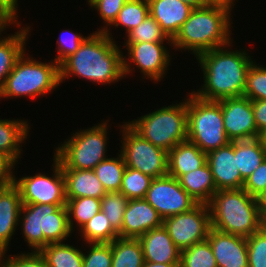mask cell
Returning a JSON list of instances; mask_svg holds the SVG:
<instances>
[{"label":"cell","instance_id":"6da1fadb","mask_svg":"<svg viewBox=\"0 0 266 267\" xmlns=\"http://www.w3.org/2000/svg\"><path fill=\"white\" fill-rule=\"evenodd\" d=\"M108 31L89 35L78 50L60 65V83L71 75L95 83L110 84L124 76L123 53Z\"/></svg>","mask_w":266,"mask_h":267},{"label":"cell","instance_id":"7a4b0ae2","mask_svg":"<svg viewBox=\"0 0 266 267\" xmlns=\"http://www.w3.org/2000/svg\"><path fill=\"white\" fill-rule=\"evenodd\" d=\"M228 46L203 52L196 57L204 78L203 86L192 92L197 97L220 101L243 96L247 73L253 60L245 50L228 51Z\"/></svg>","mask_w":266,"mask_h":267},{"label":"cell","instance_id":"3957f363","mask_svg":"<svg viewBox=\"0 0 266 267\" xmlns=\"http://www.w3.org/2000/svg\"><path fill=\"white\" fill-rule=\"evenodd\" d=\"M230 11L218 6L194 8L172 39L173 48L199 54L231 45Z\"/></svg>","mask_w":266,"mask_h":267},{"label":"cell","instance_id":"277c9868","mask_svg":"<svg viewBox=\"0 0 266 267\" xmlns=\"http://www.w3.org/2000/svg\"><path fill=\"white\" fill-rule=\"evenodd\" d=\"M211 228L248 238L266 223L262 220L257 198L243 188L218 190L208 203Z\"/></svg>","mask_w":266,"mask_h":267},{"label":"cell","instance_id":"5b68a950","mask_svg":"<svg viewBox=\"0 0 266 267\" xmlns=\"http://www.w3.org/2000/svg\"><path fill=\"white\" fill-rule=\"evenodd\" d=\"M19 223L24 239L34 251L49 243H62L73 232L66 204H22Z\"/></svg>","mask_w":266,"mask_h":267},{"label":"cell","instance_id":"8992f818","mask_svg":"<svg viewBox=\"0 0 266 267\" xmlns=\"http://www.w3.org/2000/svg\"><path fill=\"white\" fill-rule=\"evenodd\" d=\"M187 96V140L204 153L228 145L220 101L204 100L193 93ZM189 97V98H188Z\"/></svg>","mask_w":266,"mask_h":267},{"label":"cell","instance_id":"52a82bcc","mask_svg":"<svg viewBox=\"0 0 266 267\" xmlns=\"http://www.w3.org/2000/svg\"><path fill=\"white\" fill-rule=\"evenodd\" d=\"M59 85V65L54 60L51 63H42L25 57L24 52L6 77L0 98L21 96L37 98L51 92Z\"/></svg>","mask_w":266,"mask_h":267},{"label":"cell","instance_id":"ba28073f","mask_svg":"<svg viewBox=\"0 0 266 267\" xmlns=\"http://www.w3.org/2000/svg\"><path fill=\"white\" fill-rule=\"evenodd\" d=\"M134 120L128 123L144 139L169 152L187 140V99Z\"/></svg>","mask_w":266,"mask_h":267},{"label":"cell","instance_id":"9c48e42d","mask_svg":"<svg viewBox=\"0 0 266 267\" xmlns=\"http://www.w3.org/2000/svg\"><path fill=\"white\" fill-rule=\"evenodd\" d=\"M107 123L73 134L70 139L56 148L54 157L62 169L93 170L106 157Z\"/></svg>","mask_w":266,"mask_h":267},{"label":"cell","instance_id":"30bf717a","mask_svg":"<svg viewBox=\"0 0 266 267\" xmlns=\"http://www.w3.org/2000/svg\"><path fill=\"white\" fill-rule=\"evenodd\" d=\"M120 127L123 128L120 154L126 167L152 178L168 175V152L144 139L128 122Z\"/></svg>","mask_w":266,"mask_h":267},{"label":"cell","instance_id":"8fae6325","mask_svg":"<svg viewBox=\"0 0 266 267\" xmlns=\"http://www.w3.org/2000/svg\"><path fill=\"white\" fill-rule=\"evenodd\" d=\"M208 204L198 203L187 212L163 219L174 244L182 251L195 243L207 240L211 229V217Z\"/></svg>","mask_w":266,"mask_h":267},{"label":"cell","instance_id":"7c38bea8","mask_svg":"<svg viewBox=\"0 0 266 267\" xmlns=\"http://www.w3.org/2000/svg\"><path fill=\"white\" fill-rule=\"evenodd\" d=\"M52 178L36 173L24 176L14 183L18 186L22 204H66L65 178L60 162L54 157Z\"/></svg>","mask_w":266,"mask_h":267},{"label":"cell","instance_id":"4fadbf2b","mask_svg":"<svg viewBox=\"0 0 266 267\" xmlns=\"http://www.w3.org/2000/svg\"><path fill=\"white\" fill-rule=\"evenodd\" d=\"M144 199L162 219L187 212L198 204L169 174L154 178Z\"/></svg>","mask_w":266,"mask_h":267},{"label":"cell","instance_id":"5bb4252c","mask_svg":"<svg viewBox=\"0 0 266 267\" xmlns=\"http://www.w3.org/2000/svg\"><path fill=\"white\" fill-rule=\"evenodd\" d=\"M164 42H141V43H125L128 51V58L123 56L124 76L131 73L130 62L132 61L142 72L154 81H160L165 75L167 67L170 63V56ZM128 59V60H127ZM130 61V62H129ZM129 62V63H128Z\"/></svg>","mask_w":266,"mask_h":267},{"label":"cell","instance_id":"9a60e30c","mask_svg":"<svg viewBox=\"0 0 266 267\" xmlns=\"http://www.w3.org/2000/svg\"><path fill=\"white\" fill-rule=\"evenodd\" d=\"M223 125L231 142L259 137L253 114L252 101L245 97H232L220 100Z\"/></svg>","mask_w":266,"mask_h":267},{"label":"cell","instance_id":"2e32d148","mask_svg":"<svg viewBox=\"0 0 266 267\" xmlns=\"http://www.w3.org/2000/svg\"><path fill=\"white\" fill-rule=\"evenodd\" d=\"M214 184L218 190L241 189L244 180L237 168L235 141L207 154Z\"/></svg>","mask_w":266,"mask_h":267},{"label":"cell","instance_id":"e0dca14e","mask_svg":"<svg viewBox=\"0 0 266 267\" xmlns=\"http://www.w3.org/2000/svg\"><path fill=\"white\" fill-rule=\"evenodd\" d=\"M207 240L213 250L217 267H248L245 237L211 228Z\"/></svg>","mask_w":266,"mask_h":267},{"label":"cell","instance_id":"ac0fdd59","mask_svg":"<svg viewBox=\"0 0 266 267\" xmlns=\"http://www.w3.org/2000/svg\"><path fill=\"white\" fill-rule=\"evenodd\" d=\"M162 223L163 219L145 199H133L128 201L118 234L121 238H139Z\"/></svg>","mask_w":266,"mask_h":267},{"label":"cell","instance_id":"d6986e66","mask_svg":"<svg viewBox=\"0 0 266 267\" xmlns=\"http://www.w3.org/2000/svg\"><path fill=\"white\" fill-rule=\"evenodd\" d=\"M148 4L149 14L171 40L194 9L181 0H148Z\"/></svg>","mask_w":266,"mask_h":267},{"label":"cell","instance_id":"ffe728a7","mask_svg":"<svg viewBox=\"0 0 266 267\" xmlns=\"http://www.w3.org/2000/svg\"><path fill=\"white\" fill-rule=\"evenodd\" d=\"M143 247L144 261L151 263H180L181 250L174 244L162 225L138 238Z\"/></svg>","mask_w":266,"mask_h":267},{"label":"cell","instance_id":"44dd1931","mask_svg":"<svg viewBox=\"0 0 266 267\" xmlns=\"http://www.w3.org/2000/svg\"><path fill=\"white\" fill-rule=\"evenodd\" d=\"M21 207L20 190L14 182L0 188V248L4 252L8 250L9 241L19 225Z\"/></svg>","mask_w":266,"mask_h":267},{"label":"cell","instance_id":"7402d4cb","mask_svg":"<svg viewBox=\"0 0 266 267\" xmlns=\"http://www.w3.org/2000/svg\"><path fill=\"white\" fill-rule=\"evenodd\" d=\"M207 162V154L189 140L174 146L168 152V174L176 179L196 171Z\"/></svg>","mask_w":266,"mask_h":267},{"label":"cell","instance_id":"603a6c76","mask_svg":"<svg viewBox=\"0 0 266 267\" xmlns=\"http://www.w3.org/2000/svg\"><path fill=\"white\" fill-rule=\"evenodd\" d=\"M66 200L81 197L101 199L107 192L93 170L62 169Z\"/></svg>","mask_w":266,"mask_h":267},{"label":"cell","instance_id":"cb8c5ba5","mask_svg":"<svg viewBox=\"0 0 266 267\" xmlns=\"http://www.w3.org/2000/svg\"><path fill=\"white\" fill-rule=\"evenodd\" d=\"M181 187L197 202L208 204L217 192L211 169L206 162L196 171L182 175L179 179Z\"/></svg>","mask_w":266,"mask_h":267},{"label":"cell","instance_id":"d4e9b609","mask_svg":"<svg viewBox=\"0 0 266 267\" xmlns=\"http://www.w3.org/2000/svg\"><path fill=\"white\" fill-rule=\"evenodd\" d=\"M15 34L0 39V91L4 85L6 77L11 73L17 60L26 50L30 27H22ZM25 49V50H24Z\"/></svg>","mask_w":266,"mask_h":267},{"label":"cell","instance_id":"484cf974","mask_svg":"<svg viewBox=\"0 0 266 267\" xmlns=\"http://www.w3.org/2000/svg\"><path fill=\"white\" fill-rule=\"evenodd\" d=\"M28 126L27 121L0 119V153L7 155L15 163L21 156L20 144L29 134Z\"/></svg>","mask_w":266,"mask_h":267},{"label":"cell","instance_id":"4316f807","mask_svg":"<svg viewBox=\"0 0 266 267\" xmlns=\"http://www.w3.org/2000/svg\"><path fill=\"white\" fill-rule=\"evenodd\" d=\"M235 157L241 178L245 181L265 160L266 149L259 138L235 141Z\"/></svg>","mask_w":266,"mask_h":267},{"label":"cell","instance_id":"83f0119b","mask_svg":"<svg viewBox=\"0 0 266 267\" xmlns=\"http://www.w3.org/2000/svg\"><path fill=\"white\" fill-rule=\"evenodd\" d=\"M111 267H143V247L138 238L118 237L111 242Z\"/></svg>","mask_w":266,"mask_h":267},{"label":"cell","instance_id":"f1b7e54d","mask_svg":"<svg viewBox=\"0 0 266 267\" xmlns=\"http://www.w3.org/2000/svg\"><path fill=\"white\" fill-rule=\"evenodd\" d=\"M48 267H82L83 252L73 245L49 243L39 250Z\"/></svg>","mask_w":266,"mask_h":267},{"label":"cell","instance_id":"f546056e","mask_svg":"<svg viewBox=\"0 0 266 267\" xmlns=\"http://www.w3.org/2000/svg\"><path fill=\"white\" fill-rule=\"evenodd\" d=\"M117 158H107L101 161L94 169L96 177L106 192L120 191L123 174L126 169L121 154Z\"/></svg>","mask_w":266,"mask_h":267},{"label":"cell","instance_id":"4dcf8cb0","mask_svg":"<svg viewBox=\"0 0 266 267\" xmlns=\"http://www.w3.org/2000/svg\"><path fill=\"white\" fill-rule=\"evenodd\" d=\"M86 243H111L119 237L106 215L100 210L81 229Z\"/></svg>","mask_w":266,"mask_h":267},{"label":"cell","instance_id":"1f68e13d","mask_svg":"<svg viewBox=\"0 0 266 267\" xmlns=\"http://www.w3.org/2000/svg\"><path fill=\"white\" fill-rule=\"evenodd\" d=\"M68 211V223L70 230H73L74 219L81 229L94 215L101 210V199L92 197H81L66 201ZM73 217V218H72Z\"/></svg>","mask_w":266,"mask_h":267},{"label":"cell","instance_id":"d6a6232c","mask_svg":"<svg viewBox=\"0 0 266 267\" xmlns=\"http://www.w3.org/2000/svg\"><path fill=\"white\" fill-rule=\"evenodd\" d=\"M149 15L148 0H128L119 11L112 25L126 28V34L138 26Z\"/></svg>","mask_w":266,"mask_h":267},{"label":"cell","instance_id":"836d02e7","mask_svg":"<svg viewBox=\"0 0 266 267\" xmlns=\"http://www.w3.org/2000/svg\"><path fill=\"white\" fill-rule=\"evenodd\" d=\"M179 267H217L213 250L208 240L195 243L181 251Z\"/></svg>","mask_w":266,"mask_h":267},{"label":"cell","instance_id":"e575fe53","mask_svg":"<svg viewBox=\"0 0 266 267\" xmlns=\"http://www.w3.org/2000/svg\"><path fill=\"white\" fill-rule=\"evenodd\" d=\"M153 179L138 170L126 167L120 192L129 200L144 199Z\"/></svg>","mask_w":266,"mask_h":267},{"label":"cell","instance_id":"d590c367","mask_svg":"<svg viewBox=\"0 0 266 267\" xmlns=\"http://www.w3.org/2000/svg\"><path fill=\"white\" fill-rule=\"evenodd\" d=\"M128 201L129 199L120 191L107 192L101 198V211L117 232L121 230Z\"/></svg>","mask_w":266,"mask_h":267},{"label":"cell","instance_id":"8d00e7d4","mask_svg":"<svg viewBox=\"0 0 266 267\" xmlns=\"http://www.w3.org/2000/svg\"><path fill=\"white\" fill-rule=\"evenodd\" d=\"M127 39L125 43L164 42V40L172 43L150 14L127 34Z\"/></svg>","mask_w":266,"mask_h":267},{"label":"cell","instance_id":"74e56055","mask_svg":"<svg viewBox=\"0 0 266 267\" xmlns=\"http://www.w3.org/2000/svg\"><path fill=\"white\" fill-rule=\"evenodd\" d=\"M260 66L253 62L247 73L243 96L251 101L266 100V67Z\"/></svg>","mask_w":266,"mask_h":267},{"label":"cell","instance_id":"f35d334b","mask_svg":"<svg viewBox=\"0 0 266 267\" xmlns=\"http://www.w3.org/2000/svg\"><path fill=\"white\" fill-rule=\"evenodd\" d=\"M248 267H266V224L246 238Z\"/></svg>","mask_w":266,"mask_h":267},{"label":"cell","instance_id":"ab89813d","mask_svg":"<svg viewBox=\"0 0 266 267\" xmlns=\"http://www.w3.org/2000/svg\"><path fill=\"white\" fill-rule=\"evenodd\" d=\"M88 254L83 253L82 267H111V243H89Z\"/></svg>","mask_w":266,"mask_h":267},{"label":"cell","instance_id":"60d3db41","mask_svg":"<svg viewBox=\"0 0 266 267\" xmlns=\"http://www.w3.org/2000/svg\"><path fill=\"white\" fill-rule=\"evenodd\" d=\"M128 0H88L91 8L94 7L99 13L100 18L106 23V27L99 28L98 32L108 31V26H112L117 18L119 11Z\"/></svg>","mask_w":266,"mask_h":267},{"label":"cell","instance_id":"b9f144b4","mask_svg":"<svg viewBox=\"0 0 266 267\" xmlns=\"http://www.w3.org/2000/svg\"><path fill=\"white\" fill-rule=\"evenodd\" d=\"M85 38L86 37L81 36V34L78 35L71 30H68L66 35L60 34V37L57 40L58 56L55 57L54 61L60 65L66 58L78 50L80 44L85 40Z\"/></svg>","mask_w":266,"mask_h":267},{"label":"cell","instance_id":"7bdbcfd3","mask_svg":"<svg viewBox=\"0 0 266 267\" xmlns=\"http://www.w3.org/2000/svg\"><path fill=\"white\" fill-rule=\"evenodd\" d=\"M242 188L254 197H258L266 189V158L244 181Z\"/></svg>","mask_w":266,"mask_h":267},{"label":"cell","instance_id":"ee69618b","mask_svg":"<svg viewBox=\"0 0 266 267\" xmlns=\"http://www.w3.org/2000/svg\"><path fill=\"white\" fill-rule=\"evenodd\" d=\"M5 260L6 267H48L44 257L39 251L31 250V253L8 256Z\"/></svg>","mask_w":266,"mask_h":267},{"label":"cell","instance_id":"f6af8a7d","mask_svg":"<svg viewBox=\"0 0 266 267\" xmlns=\"http://www.w3.org/2000/svg\"><path fill=\"white\" fill-rule=\"evenodd\" d=\"M15 162L7 155L0 153V188L11 185L15 180L13 167Z\"/></svg>","mask_w":266,"mask_h":267},{"label":"cell","instance_id":"bcb514c9","mask_svg":"<svg viewBox=\"0 0 266 267\" xmlns=\"http://www.w3.org/2000/svg\"><path fill=\"white\" fill-rule=\"evenodd\" d=\"M256 128L260 133L266 128V100L252 101Z\"/></svg>","mask_w":266,"mask_h":267},{"label":"cell","instance_id":"7dc6e473","mask_svg":"<svg viewBox=\"0 0 266 267\" xmlns=\"http://www.w3.org/2000/svg\"><path fill=\"white\" fill-rule=\"evenodd\" d=\"M16 16L2 3H0V34L11 24H16L18 27L20 23L16 21Z\"/></svg>","mask_w":266,"mask_h":267},{"label":"cell","instance_id":"c3c4849f","mask_svg":"<svg viewBox=\"0 0 266 267\" xmlns=\"http://www.w3.org/2000/svg\"><path fill=\"white\" fill-rule=\"evenodd\" d=\"M235 0H203L204 6H218L222 8H226L231 12L233 8L232 5Z\"/></svg>","mask_w":266,"mask_h":267},{"label":"cell","instance_id":"681fc988","mask_svg":"<svg viewBox=\"0 0 266 267\" xmlns=\"http://www.w3.org/2000/svg\"><path fill=\"white\" fill-rule=\"evenodd\" d=\"M256 198L261 218L266 223V189Z\"/></svg>","mask_w":266,"mask_h":267},{"label":"cell","instance_id":"f907efd6","mask_svg":"<svg viewBox=\"0 0 266 267\" xmlns=\"http://www.w3.org/2000/svg\"><path fill=\"white\" fill-rule=\"evenodd\" d=\"M18 0H0L5 7H7L15 16H17Z\"/></svg>","mask_w":266,"mask_h":267},{"label":"cell","instance_id":"816d5d0a","mask_svg":"<svg viewBox=\"0 0 266 267\" xmlns=\"http://www.w3.org/2000/svg\"><path fill=\"white\" fill-rule=\"evenodd\" d=\"M143 267H179V263H151L144 261Z\"/></svg>","mask_w":266,"mask_h":267},{"label":"cell","instance_id":"f5cc1de1","mask_svg":"<svg viewBox=\"0 0 266 267\" xmlns=\"http://www.w3.org/2000/svg\"><path fill=\"white\" fill-rule=\"evenodd\" d=\"M181 1L192 6L193 8H200L204 6L203 0H181Z\"/></svg>","mask_w":266,"mask_h":267},{"label":"cell","instance_id":"db71d44e","mask_svg":"<svg viewBox=\"0 0 266 267\" xmlns=\"http://www.w3.org/2000/svg\"><path fill=\"white\" fill-rule=\"evenodd\" d=\"M258 138L260 139L261 144H262V145L265 147V149H266V128L260 132Z\"/></svg>","mask_w":266,"mask_h":267},{"label":"cell","instance_id":"11a10c76","mask_svg":"<svg viewBox=\"0 0 266 267\" xmlns=\"http://www.w3.org/2000/svg\"><path fill=\"white\" fill-rule=\"evenodd\" d=\"M4 254H6V252H4V251L0 248V263L4 260V257L6 258V256H5Z\"/></svg>","mask_w":266,"mask_h":267},{"label":"cell","instance_id":"9f6ffc18","mask_svg":"<svg viewBox=\"0 0 266 267\" xmlns=\"http://www.w3.org/2000/svg\"><path fill=\"white\" fill-rule=\"evenodd\" d=\"M0 267H6V264H5L4 260L0 263Z\"/></svg>","mask_w":266,"mask_h":267}]
</instances>
